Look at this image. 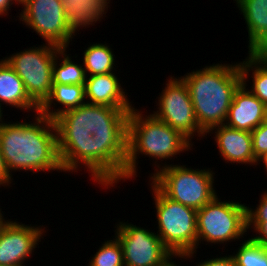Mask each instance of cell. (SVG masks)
<instances>
[{"mask_svg":"<svg viewBox=\"0 0 267 266\" xmlns=\"http://www.w3.org/2000/svg\"><path fill=\"white\" fill-rule=\"evenodd\" d=\"M1 109H3V108H1V106H0V122L2 121V117H3V113H2V110Z\"/></svg>","mask_w":267,"mask_h":266,"instance_id":"cell-34","label":"cell"},{"mask_svg":"<svg viewBox=\"0 0 267 266\" xmlns=\"http://www.w3.org/2000/svg\"><path fill=\"white\" fill-rule=\"evenodd\" d=\"M39 227L6 220L0 227V265L25 266L45 232Z\"/></svg>","mask_w":267,"mask_h":266,"instance_id":"cell-12","label":"cell"},{"mask_svg":"<svg viewBox=\"0 0 267 266\" xmlns=\"http://www.w3.org/2000/svg\"><path fill=\"white\" fill-rule=\"evenodd\" d=\"M158 221L157 235L164 246L181 258H191L197 249V210L166 197L151 183Z\"/></svg>","mask_w":267,"mask_h":266,"instance_id":"cell-5","label":"cell"},{"mask_svg":"<svg viewBox=\"0 0 267 266\" xmlns=\"http://www.w3.org/2000/svg\"><path fill=\"white\" fill-rule=\"evenodd\" d=\"M217 127V128H216ZM215 129V141L223 159L230 163L257 165L254 157L251 132L238 130L222 124Z\"/></svg>","mask_w":267,"mask_h":266,"instance_id":"cell-14","label":"cell"},{"mask_svg":"<svg viewBox=\"0 0 267 266\" xmlns=\"http://www.w3.org/2000/svg\"><path fill=\"white\" fill-rule=\"evenodd\" d=\"M242 83L235 91L225 125L251 132L267 119V107Z\"/></svg>","mask_w":267,"mask_h":266,"instance_id":"cell-13","label":"cell"},{"mask_svg":"<svg viewBox=\"0 0 267 266\" xmlns=\"http://www.w3.org/2000/svg\"><path fill=\"white\" fill-rule=\"evenodd\" d=\"M12 175H10L6 169L4 160H3V156L1 153V149H0V186H8L10 185V181H12L13 179H11Z\"/></svg>","mask_w":267,"mask_h":266,"instance_id":"cell-29","label":"cell"},{"mask_svg":"<svg viewBox=\"0 0 267 266\" xmlns=\"http://www.w3.org/2000/svg\"><path fill=\"white\" fill-rule=\"evenodd\" d=\"M196 266H237L236 261L234 260L232 255L225 257H217L213 259H207L204 262H199Z\"/></svg>","mask_w":267,"mask_h":266,"instance_id":"cell-27","label":"cell"},{"mask_svg":"<svg viewBox=\"0 0 267 266\" xmlns=\"http://www.w3.org/2000/svg\"><path fill=\"white\" fill-rule=\"evenodd\" d=\"M85 91L84 85H66V84H53L49 97L46 101L39 107V113L45 115L46 117L54 120L57 116L62 113L78 108L85 104ZM53 101H56L64 107L52 110V103L56 105Z\"/></svg>","mask_w":267,"mask_h":266,"instance_id":"cell-19","label":"cell"},{"mask_svg":"<svg viewBox=\"0 0 267 266\" xmlns=\"http://www.w3.org/2000/svg\"><path fill=\"white\" fill-rule=\"evenodd\" d=\"M237 266H267V247L249 238L232 255Z\"/></svg>","mask_w":267,"mask_h":266,"instance_id":"cell-23","label":"cell"},{"mask_svg":"<svg viewBox=\"0 0 267 266\" xmlns=\"http://www.w3.org/2000/svg\"><path fill=\"white\" fill-rule=\"evenodd\" d=\"M131 110L85 103L57 116L54 123L63 171L77 172L82 164L94 181L107 188L125 180Z\"/></svg>","mask_w":267,"mask_h":266,"instance_id":"cell-1","label":"cell"},{"mask_svg":"<svg viewBox=\"0 0 267 266\" xmlns=\"http://www.w3.org/2000/svg\"><path fill=\"white\" fill-rule=\"evenodd\" d=\"M179 131L173 129L153 114L146 115L134 107L128 115L127 159L125 164V179L136 175L137 155L172 159L173 156L191 150V144Z\"/></svg>","mask_w":267,"mask_h":266,"instance_id":"cell-4","label":"cell"},{"mask_svg":"<svg viewBox=\"0 0 267 266\" xmlns=\"http://www.w3.org/2000/svg\"><path fill=\"white\" fill-rule=\"evenodd\" d=\"M115 237L123 250L124 266H160L173 254L156 233L120 222Z\"/></svg>","mask_w":267,"mask_h":266,"instance_id":"cell-11","label":"cell"},{"mask_svg":"<svg viewBox=\"0 0 267 266\" xmlns=\"http://www.w3.org/2000/svg\"><path fill=\"white\" fill-rule=\"evenodd\" d=\"M3 214L1 213V209H0V227L1 225L5 222L4 218H3Z\"/></svg>","mask_w":267,"mask_h":266,"instance_id":"cell-33","label":"cell"},{"mask_svg":"<svg viewBox=\"0 0 267 266\" xmlns=\"http://www.w3.org/2000/svg\"><path fill=\"white\" fill-rule=\"evenodd\" d=\"M239 67L243 83L247 82V75L253 71V87L250 91L267 107V55L265 53H249L245 61L239 63Z\"/></svg>","mask_w":267,"mask_h":266,"instance_id":"cell-20","label":"cell"},{"mask_svg":"<svg viewBox=\"0 0 267 266\" xmlns=\"http://www.w3.org/2000/svg\"><path fill=\"white\" fill-rule=\"evenodd\" d=\"M259 161L263 162L264 167L266 168V171H267V154L263 158H261Z\"/></svg>","mask_w":267,"mask_h":266,"instance_id":"cell-32","label":"cell"},{"mask_svg":"<svg viewBox=\"0 0 267 266\" xmlns=\"http://www.w3.org/2000/svg\"><path fill=\"white\" fill-rule=\"evenodd\" d=\"M47 45V46H46ZM30 47L5 58L23 81L31 100L40 107L49 97L53 85V63L62 49L52 44Z\"/></svg>","mask_w":267,"mask_h":266,"instance_id":"cell-7","label":"cell"},{"mask_svg":"<svg viewBox=\"0 0 267 266\" xmlns=\"http://www.w3.org/2000/svg\"><path fill=\"white\" fill-rule=\"evenodd\" d=\"M165 85V89L159 95V110L153 115L179 131L190 142L196 132L199 137H205V133L197 123L190 93L183 79L171 76Z\"/></svg>","mask_w":267,"mask_h":266,"instance_id":"cell-9","label":"cell"},{"mask_svg":"<svg viewBox=\"0 0 267 266\" xmlns=\"http://www.w3.org/2000/svg\"><path fill=\"white\" fill-rule=\"evenodd\" d=\"M262 198L259 200V205L256 209L247 207V229L255 230L262 222L267 221V192L261 195ZM251 226V227H250Z\"/></svg>","mask_w":267,"mask_h":266,"instance_id":"cell-26","label":"cell"},{"mask_svg":"<svg viewBox=\"0 0 267 266\" xmlns=\"http://www.w3.org/2000/svg\"><path fill=\"white\" fill-rule=\"evenodd\" d=\"M83 56V66L86 75L88 73L87 77L114 72L115 55L106 43L90 44Z\"/></svg>","mask_w":267,"mask_h":266,"instance_id":"cell-21","label":"cell"},{"mask_svg":"<svg viewBox=\"0 0 267 266\" xmlns=\"http://www.w3.org/2000/svg\"><path fill=\"white\" fill-rule=\"evenodd\" d=\"M86 103L114 108H133L115 73L89 76L84 84Z\"/></svg>","mask_w":267,"mask_h":266,"instance_id":"cell-15","label":"cell"},{"mask_svg":"<svg viewBox=\"0 0 267 266\" xmlns=\"http://www.w3.org/2000/svg\"><path fill=\"white\" fill-rule=\"evenodd\" d=\"M89 263L88 266H124L123 250L118 239L105 241Z\"/></svg>","mask_w":267,"mask_h":266,"instance_id":"cell-24","label":"cell"},{"mask_svg":"<svg viewBox=\"0 0 267 266\" xmlns=\"http://www.w3.org/2000/svg\"><path fill=\"white\" fill-rule=\"evenodd\" d=\"M255 232L258 236L251 237L255 242H258L267 247V221L262 222L256 229Z\"/></svg>","mask_w":267,"mask_h":266,"instance_id":"cell-28","label":"cell"},{"mask_svg":"<svg viewBox=\"0 0 267 266\" xmlns=\"http://www.w3.org/2000/svg\"><path fill=\"white\" fill-rule=\"evenodd\" d=\"M181 78L188 87L200 129L207 135L213 127L225 124L234 93L243 83L239 63L213 64Z\"/></svg>","mask_w":267,"mask_h":266,"instance_id":"cell-3","label":"cell"},{"mask_svg":"<svg viewBox=\"0 0 267 266\" xmlns=\"http://www.w3.org/2000/svg\"><path fill=\"white\" fill-rule=\"evenodd\" d=\"M66 49L62 48L56 55L53 63V84L84 85L87 75L83 65L74 63L71 57L66 55ZM59 55V56H58ZM63 57L58 64L59 57ZM58 59V60H57ZM58 65V66H57Z\"/></svg>","mask_w":267,"mask_h":266,"instance_id":"cell-22","label":"cell"},{"mask_svg":"<svg viewBox=\"0 0 267 266\" xmlns=\"http://www.w3.org/2000/svg\"><path fill=\"white\" fill-rule=\"evenodd\" d=\"M152 183L168 198L185 206L201 209L217 194L211 169H192L185 165L156 166Z\"/></svg>","mask_w":267,"mask_h":266,"instance_id":"cell-6","label":"cell"},{"mask_svg":"<svg viewBox=\"0 0 267 266\" xmlns=\"http://www.w3.org/2000/svg\"><path fill=\"white\" fill-rule=\"evenodd\" d=\"M4 103L23 110H35L36 113L39 111V107L27 94L23 81L2 59L0 61V106Z\"/></svg>","mask_w":267,"mask_h":266,"instance_id":"cell-18","label":"cell"},{"mask_svg":"<svg viewBox=\"0 0 267 266\" xmlns=\"http://www.w3.org/2000/svg\"><path fill=\"white\" fill-rule=\"evenodd\" d=\"M108 3L110 4V0H63L65 19L70 33L75 36L80 27H88L99 21L104 17L103 14H106Z\"/></svg>","mask_w":267,"mask_h":266,"instance_id":"cell-17","label":"cell"},{"mask_svg":"<svg viewBox=\"0 0 267 266\" xmlns=\"http://www.w3.org/2000/svg\"><path fill=\"white\" fill-rule=\"evenodd\" d=\"M13 2H16L19 4V0H0V17H2V15H7L8 11L10 10V6L12 4H14Z\"/></svg>","mask_w":267,"mask_h":266,"instance_id":"cell-30","label":"cell"},{"mask_svg":"<svg viewBox=\"0 0 267 266\" xmlns=\"http://www.w3.org/2000/svg\"><path fill=\"white\" fill-rule=\"evenodd\" d=\"M177 257L176 255H172L170 256L162 265L160 266H180L179 264L177 265L176 263H174L175 261H172V257L174 258ZM172 261V262H171Z\"/></svg>","mask_w":267,"mask_h":266,"instance_id":"cell-31","label":"cell"},{"mask_svg":"<svg viewBox=\"0 0 267 266\" xmlns=\"http://www.w3.org/2000/svg\"><path fill=\"white\" fill-rule=\"evenodd\" d=\"M253 153L257 161L267 154V119L251 131Z\"/></svg>","mask_w":267,"mask_h":266,"instance_id":"cell-25","label":"cell"},{"mask_svg":"<svg viewBox=\"0 0 267 266\" xmlns=\"http://www.w3.org/2000/svg\"><path fill=\"white\" fill-rule=\"evenodd\" d=\"M19 18L42 36L46 44L66 49L73 35L67 27L63 0H20Z\"/></svg>","mask_w":267,"mask_h":266,"instance_id":"cell-10","label":"cell"},{"mask_svg":"<svg viewBox=\"0 0 267 266\" xmlns=\"http://www.w3.org/2000/svg\"><path fill=\"white\" fill-rule=\"evenodd\" d=\"M247 232V206L239 202H220L216 195L197 210V246L199 241L224 243L240 239ZM202 239V240H201Z\"/></svg>","mask_w":267,"mask_h":266,"instance_id":"cell-8","label":"cell"},{"mask_svg":"<svg viewBox=\"0 0 267 266\" xmlns=\"http://www.w3.org/2000/svg\"><path fill=\"white\" fill-rule=\"evenodd\" d=\"M35 116V123H0V149L10 175L14 170H63L54 120L39 112Z\"/></svg>","mask_w":267,"mask_h":266,"instance_id":"cell-2","label":"cell"},{"mask_svg":"<svg viewBox=\"0 0 267 266\" xmlns=\"http://www.w3.org/2000/svg\"><path fill=\"white\" fill-rule=\"evenodd\" d=\"M247 24L248 53L267 51V0H235Z\"/></svg>","mask_w":267,"mask_h":266,"instance_id":"cell-16","label":"cell"}]
</instances>
